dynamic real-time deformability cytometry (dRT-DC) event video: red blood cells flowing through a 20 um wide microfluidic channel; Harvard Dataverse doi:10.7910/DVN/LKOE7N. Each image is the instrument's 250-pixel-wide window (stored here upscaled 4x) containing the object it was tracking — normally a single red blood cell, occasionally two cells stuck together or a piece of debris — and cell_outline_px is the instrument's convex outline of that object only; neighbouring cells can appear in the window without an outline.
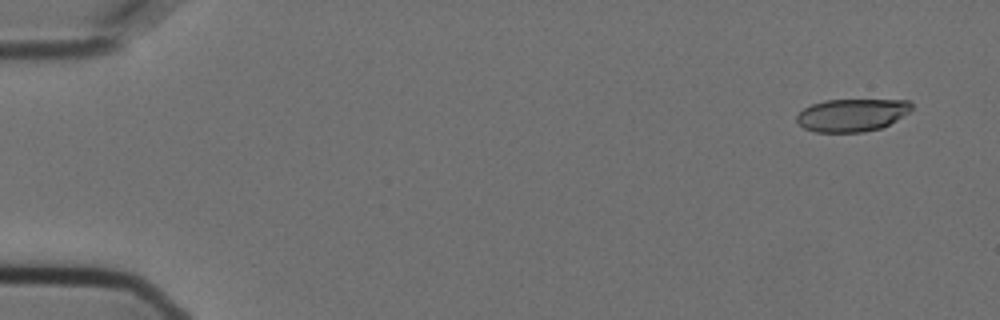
{"species": "Egyptian fruit bat (a non-hibernating species)", "species_latin": "Rousettus aegyptiacus", "temperature_condition": "cold", "stored_images_in_passage": 54, "camera_frame_rate_fps": 3000, "um_per_image_px": 0.085, "animal": {"sex": "female"}, "frame": {"image": 1, "passage_image": 1, "time_ms": 0.0, "image_size_px": [1000, 320], "cell_outline_px": [[912, 108], [908, 112], [896, 120], [880, 128], [864, 132], [816, 132], [804, 128], [796, 120], [796, 116], [804, 108], [812, 104], [824, 100], [908, 100], [912, 104]], "centroid_in_image_um": [72.39, 9.78], "position_along_channel_um": 12.6, "area_um2": 21.73}}
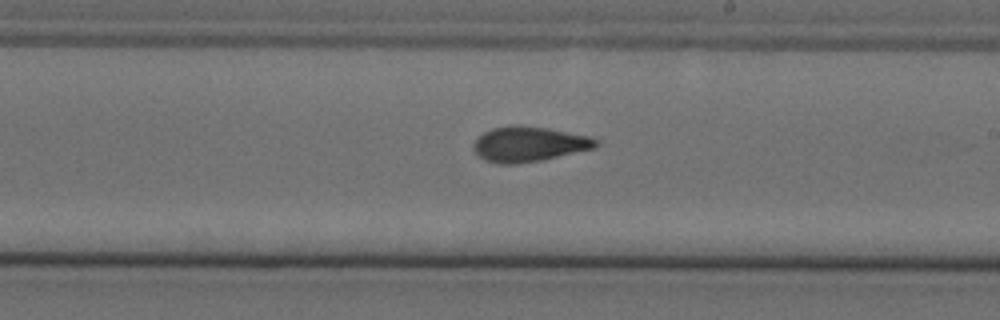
{"frame": {"image": 2, "passage_image": 31, "time_ms": 10.0, "image_size_px": [1000, 320], "cell_outline_px": [[600, 144], [596, 148], [540, 160], [516, 164], [496, 164], [484, 160], [472, 148], [472, 144], [484, 132], [492, 128], [516, 124], [520, 124], [548, 128], [592, 136], [600, 140]], "centroid_in_image_um": [45.0, 12.24], "position_along_channel_um": 244.0, "area_um2": 25.37}}
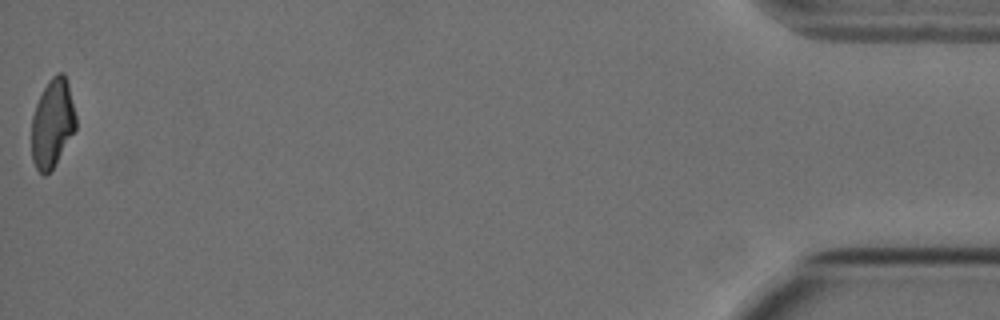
{"frame": {"image": 3, "passage_image": 54, "time_ms": 17.667, "image_size_px": [1000, 320], "cell_outline_px": [[76, 128], [52, 168], [44, 176], [36, 168], [32, 160], [32, 116], [36, 104], [48, 80], [56, 72], [64, 72], [68, 84], [76, 116]], "centroid_in_image_um": [4.45, 10.44], "position_along_channel_um": 430.8, "area_um2": 22.54}, "authors_computed_cell_mechanics": {"area_um2": 24.276, "velocity_mm_per_s": 3.6283, "shape_relaxation_time_tau1_ms": 6.5324, "shape_relaxation_time_tau2_ms": 2.2449, "deformation_change_tau1": 0.1928, "deformation_change_tau2": 0.0907}}